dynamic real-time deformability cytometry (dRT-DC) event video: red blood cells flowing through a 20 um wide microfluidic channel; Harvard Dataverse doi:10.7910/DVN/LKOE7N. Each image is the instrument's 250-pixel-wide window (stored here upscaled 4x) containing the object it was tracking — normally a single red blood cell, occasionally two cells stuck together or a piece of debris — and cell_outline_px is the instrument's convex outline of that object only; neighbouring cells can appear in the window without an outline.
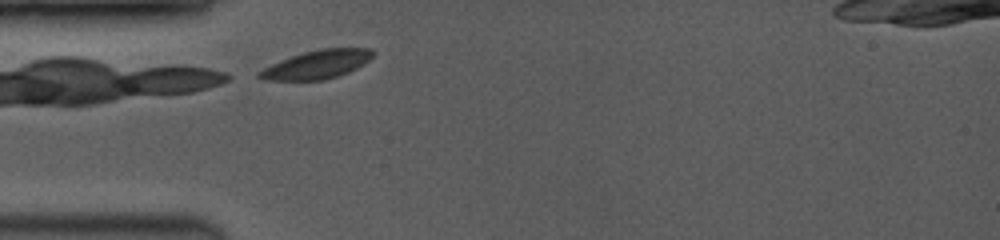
{"species": "common noctule bat (a hibernating species)", "species_latin": "Nyctalus noctula", "temperature_condition": "room temperature", "stored_images_in_passage": 43, "camera_frame_rate_fps": 3500, "um_per_image_px": 0.085, "animal": {"sex": "female", "body_mass_g": 19.0, "forearm_length_mm": 53.3}, "frame": {"image": 1, "passage_image": 1, "time_ms": 0.0, "image_size_px": [1000, 240], "cell_outline_px": [[376, 52], [368, 60], [356, 68], [348, 72], [324, 80], [264, 80], [256, 76], [256, 72], [280, 60], [304, 52], [320, 48], [372, 48]], "centroid_in_image_um": [26.93, 5.47], "position_along_channel_um": 58.1, "area_um2": 18.79}}
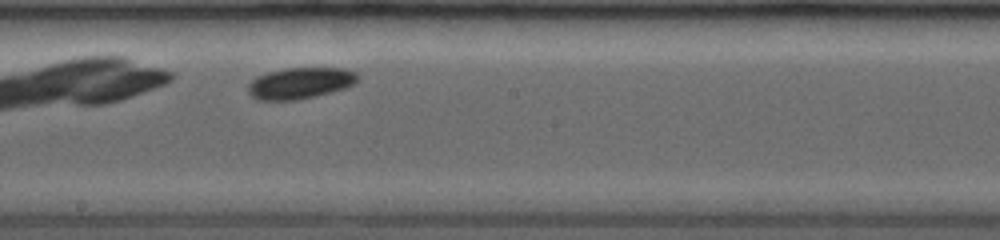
{"frame": {"image": 2, "passage_image": 23, "time_ms": 4.286, "image_size_px": [1000, 240], "cell_outline_px": [[356, 80], [352, 84], [344, 88], [316, 96], [296, 100], [256, 100], [248, 92], [248, 84], [256, 76], [268, 72], [284, 68], [344, 68], [356, 72]], "centroid_in_image_um": [25.46, 7.06], "position_along_channel_um": 222.7, "area_um2": 19.88}}
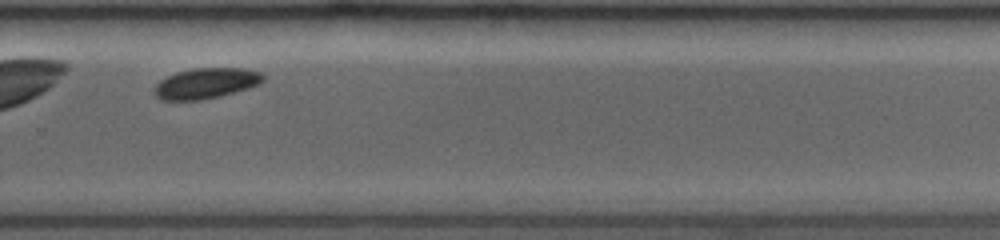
{"frame": {"image": 3, "passage_image": 32, "time_ms": 6.571, "image_size_px": [1000, 240], "cell_outline_px": [[264, 80], [260, 84], [248, 88], [220, 96], [200, 100], [160, 100], [152, 92], [152, 88], [160, 80], [176, 72], [196, 68], [240, 68], [260, 72], [264, 76]], "centroid_in_image_um": [17.47, 7.09], "position_along_channel_um": 312.3, "area_um2": 19.42}, "authors_computed_cell_mechanics": {"area_um2": 19.7676, "velocity_mm_per_s": 3.9259, "shape_relaxation_time_tau1_ms": 1.6944, "shape_relaxation_time_tau2_ms": 2.0735, "deformation_change_tau1": 0.0365, "deformation_change_tau2": 0.0285}}